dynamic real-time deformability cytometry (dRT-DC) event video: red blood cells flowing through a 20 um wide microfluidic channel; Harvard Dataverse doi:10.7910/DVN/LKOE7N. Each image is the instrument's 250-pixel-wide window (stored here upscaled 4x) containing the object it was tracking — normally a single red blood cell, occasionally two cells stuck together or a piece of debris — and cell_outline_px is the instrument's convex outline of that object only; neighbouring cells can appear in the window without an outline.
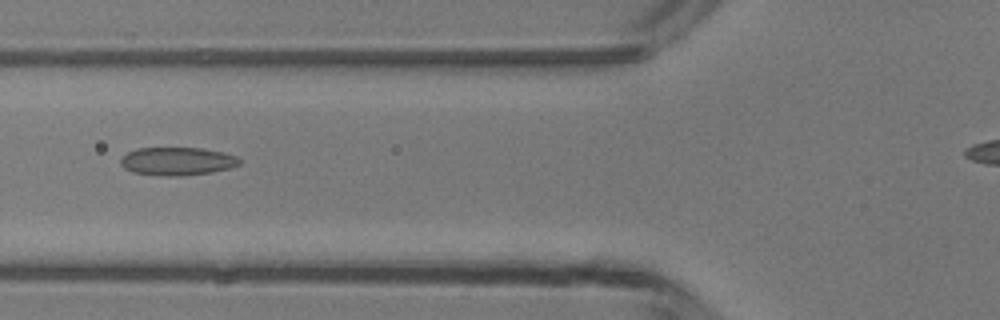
{"species": "common noctule bat (a hibernating species)", "species_latin": "Nyctalus noctula", "temperature_condition": "room temperature", "stored_images_in_passage": 3, "camera_frame_rate_fps": 3000, "um_per_image_px": 0.085, "animal": {"sex": "male", "body_mass_g": 13.3}, "frame": {"image": 1, "passage_image": 3, "time_ms": 2.333, "image_size_px": [1000, 320], "cell_outline_px": [[240, 164], [228, 168], [212, 172], [180, 176], [160, 176], [132, 172], [124, 168], [120, 164], [120, 160], [128, 152], [136, 148], [200, 148], [220, 152], [236, 156], [240, 160]], "centroid_in_image_um": [15.02, 13.71], "position_along_channel_um": 110.8, "area_um2": 19.36}}